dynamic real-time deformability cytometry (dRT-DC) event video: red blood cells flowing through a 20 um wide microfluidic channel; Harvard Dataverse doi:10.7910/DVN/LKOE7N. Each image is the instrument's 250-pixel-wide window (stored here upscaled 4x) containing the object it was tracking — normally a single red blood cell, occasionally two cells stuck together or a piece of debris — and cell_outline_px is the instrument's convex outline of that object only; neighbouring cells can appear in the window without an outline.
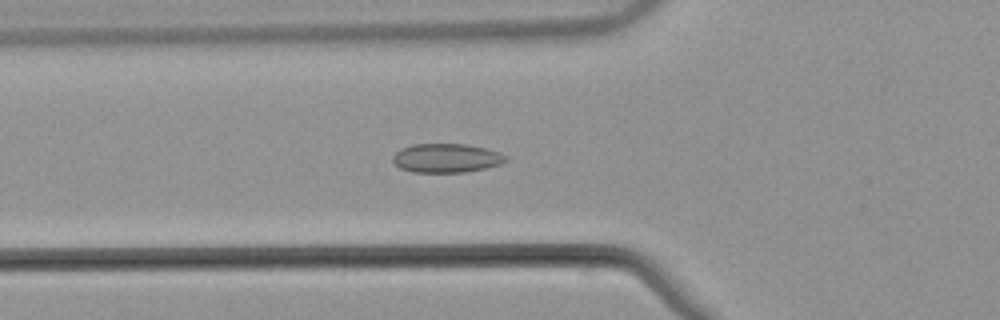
{"species": "common noctule bat (a hibernating species)", "species_latin": "Nyctalus noctula", "temperature_condition": "warm", "stored_images_in_passage": 44, "camera_frame_rate_fps": 3000, "um_per_image_px": 0.085, "animal": {"sex": "male", "body_mass_g": 21.5, "forearm_length_mm": 52.0}, "frame": {"image": 1, "passage_image": 10, "time_ms": 3.0, "image_size_px": [1000, 320], "cell_outline_px": [[508, 160], [500, 164], [484, 168], [464, 172], [412, 172], [400, 168], [392, 160], [392, 156], [400, 148], [412, 144], [464, 144], [484, 148], [500, 152], [508, 156]], "centroid_in_image_um": [37.93, 13.43], "position_along_channel_um": 87.9, "area_um2": 19.07}}
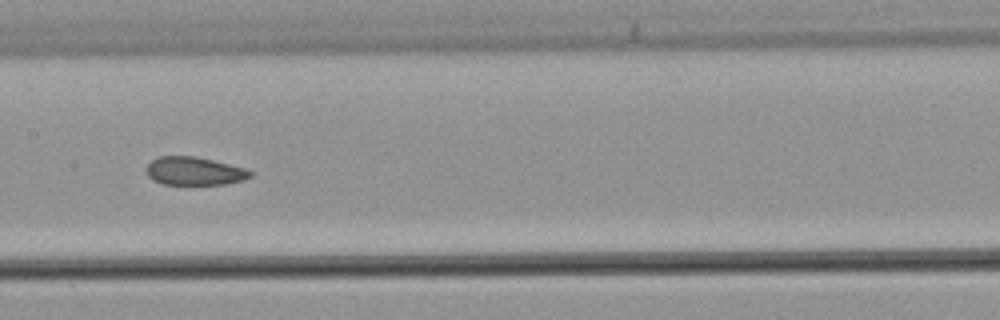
{"frame": {"image": 2, "passage_image": 18, "time_ms": 5.667, "image_size_px": [1000, 320], "cell_outline_px": [[252, 176], [244, 180], [224, 184], [164, 184], [152, 180], [148, 176], [144, 168], [152, 160], [160, 156], [196, 156], [244, 168], [252, 172]], "centroid_in_image_um": [16.48, 14.54], "position_along_channel_um": 190.9, "area_um2": 17.05}}
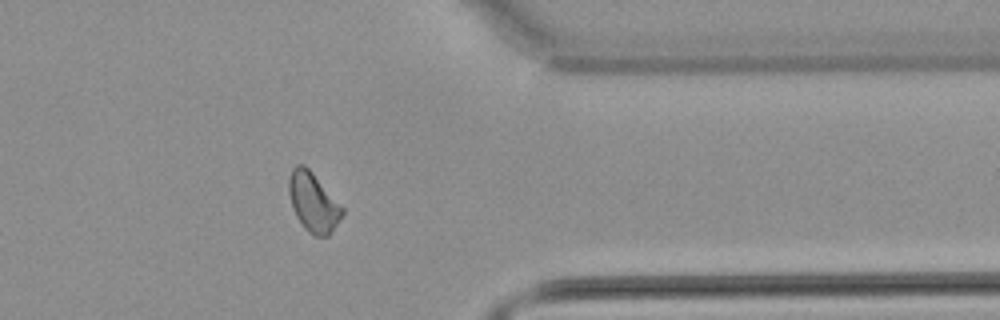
{"frame": {"image": 3, "passage_image": 34, "time_ms": 11.0, "image_size_px": [1000, 320], "cell_outline_px": [[344, 212], [328, 236], [316, 236], [308, 232], [304, 228], [296, 216], [288, 192], [288, 180], [292, 168], [296, 164], [304, 164], [312, 172], [344, 208]], "centroid_in_image_um": [26.61, 17.17], "position_along_channel_um": 384.8, "area_um2": 18.21}, "authors_computed_cell_mechanics": {"area_um2": 18.207, "velocity_mm_per_s": 3.8506, "shape_relaxation_time_tau1_ms": null, "shape_relaxation_time_tau2_ms": 2.2584, "deformation_change_tau1": null, "deformation_change_tau2": 0.0735}}